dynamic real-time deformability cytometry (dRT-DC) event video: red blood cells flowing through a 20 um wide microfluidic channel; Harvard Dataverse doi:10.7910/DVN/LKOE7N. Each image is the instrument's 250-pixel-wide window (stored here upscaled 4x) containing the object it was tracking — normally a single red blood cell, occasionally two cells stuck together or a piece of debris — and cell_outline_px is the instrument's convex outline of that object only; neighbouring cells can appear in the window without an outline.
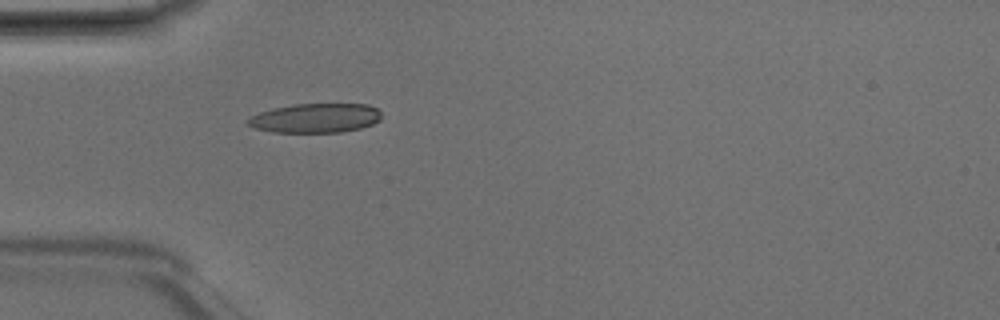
{"species": "Egyptian fruit bat (a non-hibernating species)", "species_latin": "Rousettus aegyptiacus", "temperature_condition": "room temperature", "stored_images_in_passage": 2, "camera_frame_rate_fps": 3000, "um_per_image_px": 0.085, "animal": {"sex": "male"}, "frame": {"image": 1, "passage_image": 2, "time_ms": 0.333, "image_size_px": [1000, 320], "cell_outline_px": [[380, 120], [372, 124], [360, 128], [340, 132], [272, 132], [252, 128], [244, 120], [260, 112], [272, 108], [292, 104], [368, 104], [376, 108], [380, 112]], "centroid_in_image_um": [26.77, 10.03], "position_along_channel_um": 58.2, "area_um2": 22.89}}